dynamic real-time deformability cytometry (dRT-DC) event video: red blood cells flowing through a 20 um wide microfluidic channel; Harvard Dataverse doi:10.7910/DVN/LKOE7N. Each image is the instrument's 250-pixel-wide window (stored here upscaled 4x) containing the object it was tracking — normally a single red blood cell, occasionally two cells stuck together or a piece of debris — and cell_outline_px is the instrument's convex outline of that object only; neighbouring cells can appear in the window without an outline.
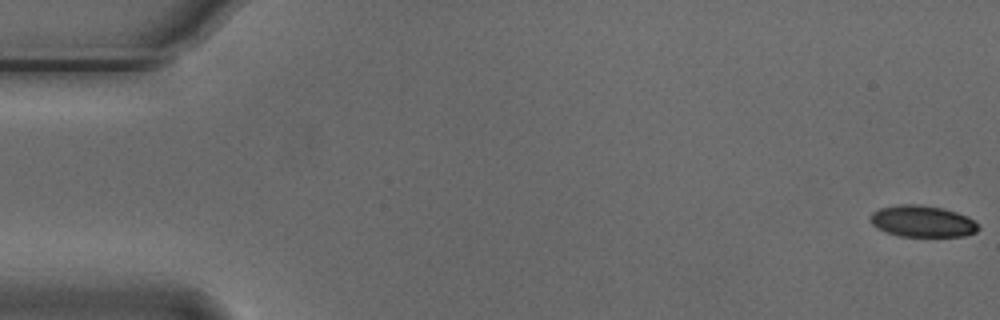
{"species": "Egyptian fruit bat (a non-hibernating species)", "species_latin": "Rousettus aegyptiacus", "temperature_condition": "cold", "stored_images_in_passage": 55, "camera_frame_rate_fps": 3000, "um_per_image_px": 0.085, "animal": {"sex": "male"}, "frame": {"image": 1, "passage_image": 1, "time_ms": 0.0, "image_size_px": [1000, 320], "cell_outline_px": [[980, 228], [976, 232], [964, 236], [900, 236], [888, 232], [872, 224], [868, 216], [872, 212], [880, 208], [900, 204], [916, 204], [944, 208], [968, 216]], "centroid_in_image_um": [78.4, 18.8], "position_along_channel_um": 6.6, "area_um2": 19.71}}
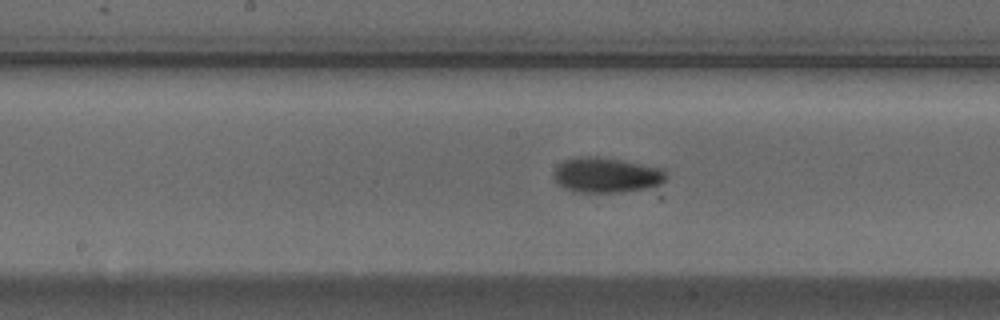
{"frame": {"image": 2, "passage_image": 28, "time_ms": 9.0, "image_size_px": [1000, 320], "cell_outline_px": [[668, 176], [660, 184], [648, 188], [620, 192], [580, 192], [564, 188], [556, 184], [552, 176], [552, 172], [564, 160], [580, 156], [596, 156], [620, 160], [664, 168]], "centroid_in_image_um": [51.53, 14.88], "position_along_channel_um": 196.7, "area_um2": 23.18}}
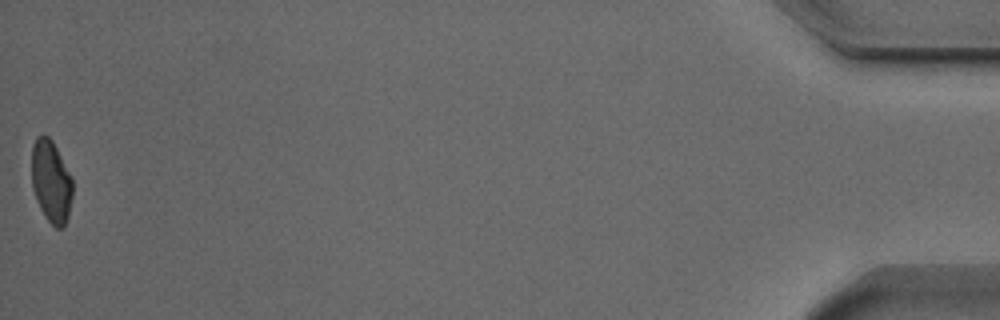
{"frame": {"image": 3, "passage_image": 55, "time_ms": 18.0, "image_size_px": [1000, 320], "cell_outline_px": [[72, 196], [68, 216], [64, 228], [56, 228], [44, 216], [36, 200], [32, 188], [32, 144], [36, 136], [48, 136], [52, 140], [72, 176]], "centroid_in_image_um": [4.34, 15.43], "position_along_channel_um": 430.9, "area_um2": 19.77}, "authors_computed_cell_mechanics": {"area_um2": 20.8658, "velocity_mm_per_s": 3.7396, "shape_relaxation_time_tau1_ms": 3.4675, "shape_relaxation_time_tau2_ms": 5.7397, "deformation_change_tau1": 0.1202, "deformation_change_tau2": 0.1131}}